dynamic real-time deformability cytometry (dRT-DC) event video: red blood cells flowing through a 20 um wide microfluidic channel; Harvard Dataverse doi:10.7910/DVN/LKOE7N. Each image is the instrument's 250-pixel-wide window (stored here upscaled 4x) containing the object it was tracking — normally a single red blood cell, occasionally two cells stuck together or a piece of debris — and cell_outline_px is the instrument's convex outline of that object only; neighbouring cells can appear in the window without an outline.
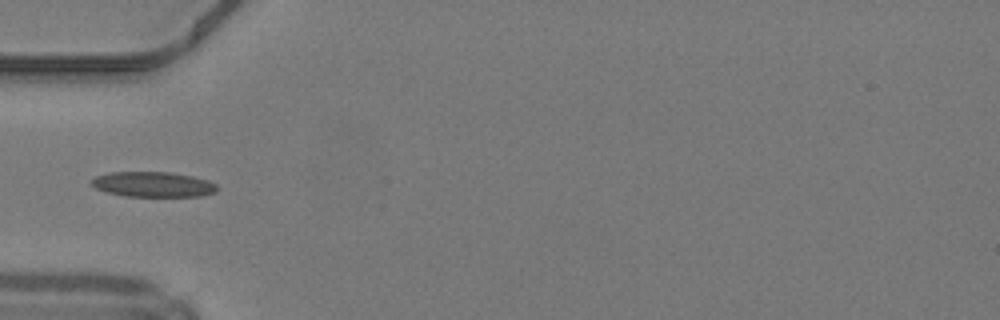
{"species": "common noctule bat (a hibernating species)", "species_latin": "Nyctalus noctula", "temperature_condition": "warm", "stored_images_in_passage": 33, "camera_frame_rate_fps": 3000, "um_per_image_px": 0.085, "animal": {"sex": "male", "body_mass_g": 19.2, "forearm_length_mm": 51.8}, "frame": {"image": 1, "passage_image": 1, "time_ms": 0.0, "image_size_px": [1000, 320], "cell_outline_px": [[216, 192], [200, 196], [124, 196], [108, 192], [96, 188], [92, 184], [92, 180], [96, 176], [108, 172], [168, 172], [192, 176], [208, 180], [216, 184]], "centroid_in_image_um": [13.02, 15.67], "position_along_channel_um": 72.0, "area_um2": 18.26}}
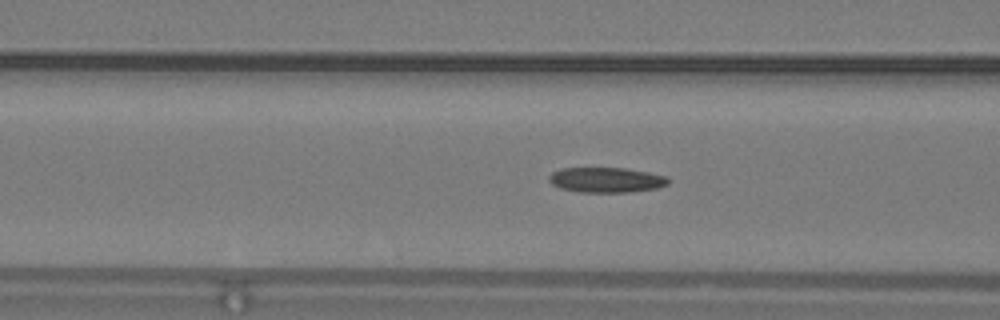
{"frame": {"image": 2, "passage_image": 4, "time_ms": 1.0, "image_size_px": [1000, 320], "cell_outline_px": [[668, 184], [656, 188], [628, 192], [580, 192], [560, 188], [552, 184], [548, 180], [548, 176], [552, 172], [560, 168], [624, 168], [648, 172], [668, 176]], "centroid_in_image_um": [51.5, 15.29], "position_along_channel_um": 115.1, "area_um2": 17.46}}
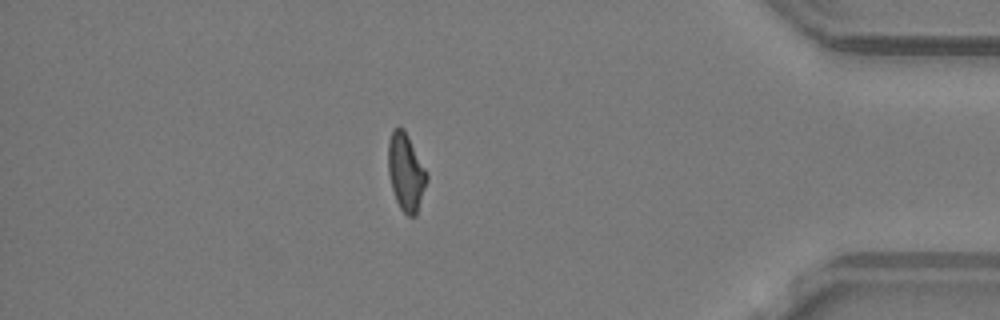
{"frame": {"image": 3, "passage_image": 27, "time_ms": 8.667, "image_size_px": [1000, 320], "cell_outline_px": [[428, 180], [416, 216], [408, 216], [400, 208], [396, 200], [392, 188], [388, 172], [388, 140], [392, 132], [396, 128], [404, 128], [428, 172]], "centroid_in_image_um": [34.52, 14.64], "position_along_channel_um": 400.7, "area_um2": 17.51}, "authors_computed_cell_mechanics": {"area_um2": 17.5134, "velocity_mm_per_s": 4.24, "shape_relaxation_time_tau1_ms": null, "shape_relaxation_time_tau2_ms": 3.277, "deformation_change_tau1": null, "deformation_change_tau2": 0.1202}}